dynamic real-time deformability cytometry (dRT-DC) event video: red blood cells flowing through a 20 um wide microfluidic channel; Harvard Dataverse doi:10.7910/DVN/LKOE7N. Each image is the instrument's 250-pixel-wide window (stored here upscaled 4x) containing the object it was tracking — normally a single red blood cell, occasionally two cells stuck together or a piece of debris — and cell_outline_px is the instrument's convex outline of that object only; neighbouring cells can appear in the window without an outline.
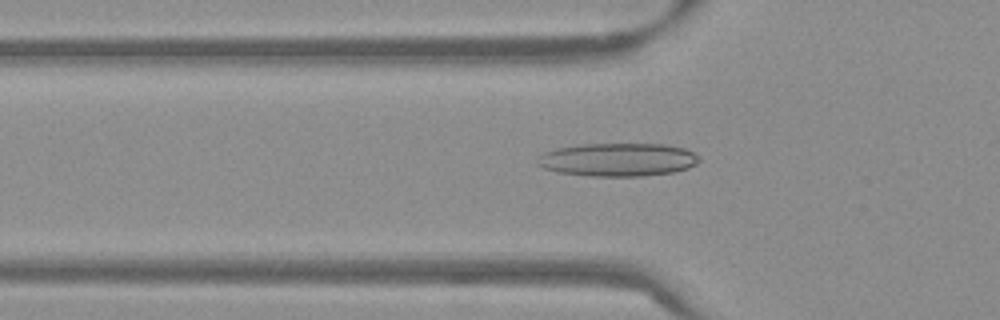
{"species": "Egyptian fruit bat (a non-hibernating species)", "species_latin": "Rousettus aegyptiacus", "temperature_condition": "warm", "stored_images_in_passage": 53, "camera_frame_rate_fps": 3000, "um_per_image_px": 0.085, "frame": {"image": 1, "passage_image": 18, "time_ms": 5.667, "image_size_px": [1000, 320], "cell_outline_px": [[700, 160], [696, 164], [688, 168], [672, 172], [640, 176], [588, 176], [556, 172], [544, 168], [536, 164], [536, 156], [544, 152], [556, 148], [580, 144], [664, 144], [684, 148], [700, 156]], "centroid_in_image_um": [52.47, 13.57], "position_along_channel_um": 73.3, "area_um2": 31.56}}
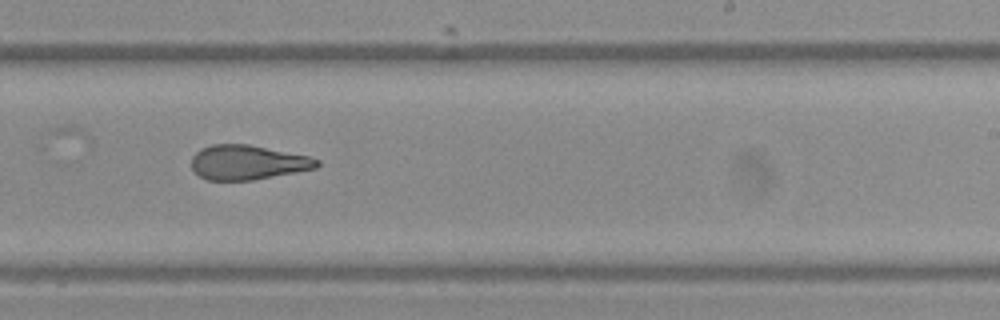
{"frame": {"image": 2, "passage_image": 33, "time_ms": 10.667, "image_size_px": [1000, 320], "cell_outline_px": [[320, 164], [316, 168], [296, 172], [252, 180], [208, 180], [200, 176], [192, 168], [192, 156], [200, 148], [212, 144], [248, 144], [308, 156], [320, 160]], "centroid_in_image_um": [21.04, 13.8], "position_along_channel_um": 268.0, "area_um2": 25.14}}
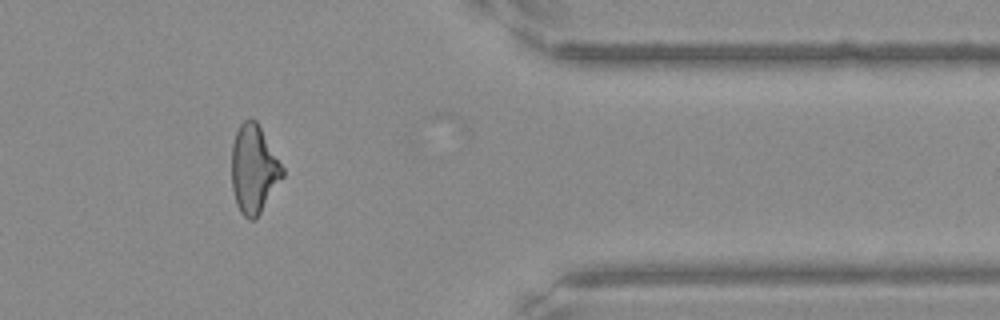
{"frame": {"image": 3, "passage_image": 44, "time_ms": 14.333, "image_size_px": [1000, 320], "cell_outline_px": [[284, 176], [256, 220], [248, 220], [240, 212], [236, 204], [232, 188], [232, 144], [236, 132], [240, 124], [248, 116], [252, 116], [256, 120], [284, 168]], "centroid_in_image_um": [21.57, 14.38], "position_along_channel_um": 389.8, "area_um2": 26.41}, "authors_computed_cell_mechanics": {"area_um2": 27.5128, "velocity_mm_per_s": 3.8762, "shape_relaxation_time_tau1_ms": null, "shape_relaxation_time_tau2_ms": 2.7387, "deformation_change_tau1": null, "deformation_change_tau2": 0.1251}}